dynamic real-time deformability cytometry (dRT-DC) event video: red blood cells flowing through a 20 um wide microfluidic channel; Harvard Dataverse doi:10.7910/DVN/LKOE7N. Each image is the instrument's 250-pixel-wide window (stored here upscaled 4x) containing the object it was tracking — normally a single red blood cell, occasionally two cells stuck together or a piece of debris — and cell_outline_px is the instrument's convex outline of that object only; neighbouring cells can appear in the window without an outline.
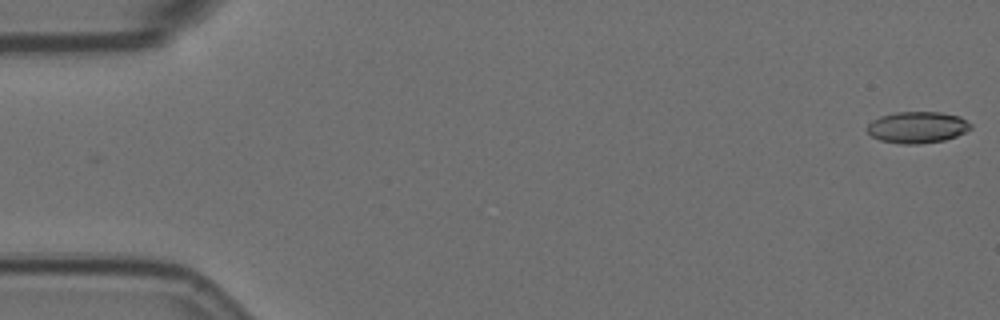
{"species": "Egyptian fruit bat (a non-hibernating species)", "species_latin": "Rousettus aegyptiacus", "temperature_condition": "room temperature", "stored_images_in_passage": 5, "camera_frame_rate_fps": 3000, "um_per_image_px": 0.085, "animal": {"sex": "female"}, "frame": {"image": 1, "passage_image": 1, "time_ms": 0.0, "image_size_px": [1000, 320], "cell_outline_px": [[972, 128], [956, 136], [944, 140], [920, 144], [900, 144], [880, 140], [872, 136], [868, 132], [868, 124], [872, 120], [880, 116], [896, 112], [940, 112], [960, 116], [972, 124]], "centroid_in_image_um": [77.98, 10.82], "position_along_channel_um": 7.0, "area_um2": 19.02}}